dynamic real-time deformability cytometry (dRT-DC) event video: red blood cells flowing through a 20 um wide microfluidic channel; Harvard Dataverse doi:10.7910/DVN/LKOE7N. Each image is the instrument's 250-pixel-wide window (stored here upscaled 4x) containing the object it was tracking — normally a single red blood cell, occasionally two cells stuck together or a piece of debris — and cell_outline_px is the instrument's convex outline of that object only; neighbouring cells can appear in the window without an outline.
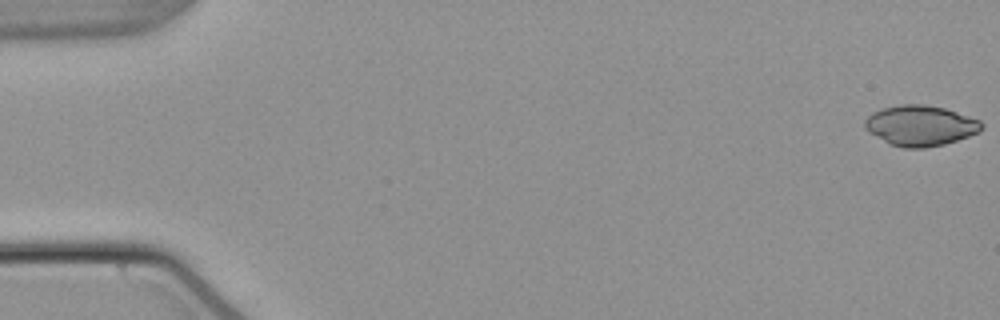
{"species": "common noctule bat (a hibernating species)", "species_latin": "Nyctalus noctula", "temperature_condition": "warm", "stored_images_in_passage": 7, "camera_frame_rate_fps": 3000, "um_per_image_px": 0.085, "animal": {"sex": "male", "body_mass_g": 21.5, "forearm_length_mm": 52.0}, "frame": {"image": 1, "passage_image": 1, "time_ms": 0.0, "image_size_px": [1000, 320], "cell_outline_px": [[984, 128], [980, 132], [944, 144], [924, 148], [904, 148], [888, 144], [868, 132], [864, 128], [864, 120], [872, 112], [884, 108], [900, 104], [924, 104], [944, 108], [980, 120], [984, 124]], "centroid_in_image_um": [78.21, 10.68], "position_along_channel_um": 6.8, "area_um2": 27.69}}